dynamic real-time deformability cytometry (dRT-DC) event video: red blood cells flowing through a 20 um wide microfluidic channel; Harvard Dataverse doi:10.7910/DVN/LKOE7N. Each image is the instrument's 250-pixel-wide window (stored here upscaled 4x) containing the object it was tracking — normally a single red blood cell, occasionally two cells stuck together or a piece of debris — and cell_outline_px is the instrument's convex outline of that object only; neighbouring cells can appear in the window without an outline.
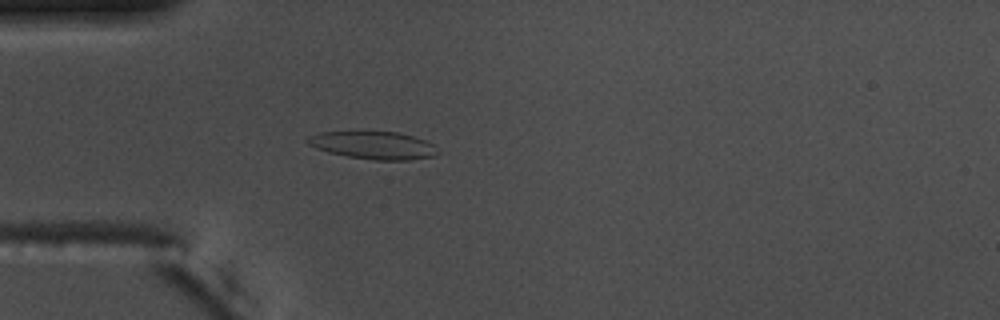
{"species": "common noctule bat (a hibernating species)", "species_latin": "Nyctalus noctula", "temperature_condition": "warm", "stored_images_in_passage": 48, "camera_frame_rate_fps": 3000, "um_per_image_px": 0.085, "animal": {"sex": "male", "body_mass_g": 17.5, "forearm_length_mm": 52.3}, "frame": {"image": 1, "passage_image": 9, "time_ms": 2.667, "image_size_px": [1000, 320], "cell_outline_px": [[436, 156], [408, 160], [372, 160], [348, 156], [328, 152], [316, 148], [308, 144], [304, 140], [308, 136], [320, 132], [400, 132], [424, 140], [432, 144], [436, 152]], "centroid_in_image_um": [31.69, 12.35], "position_along_channel_um": 53.3, "area_um2": 20.81}}
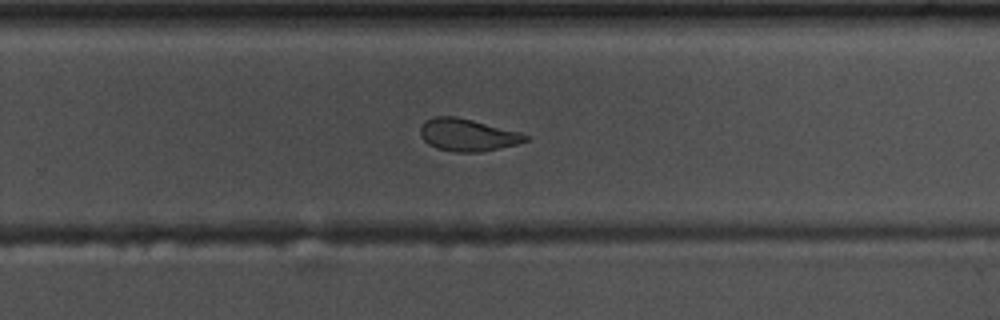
{"frame": {"image": 2, "passage_image": 29, "time_ms": 9.333, "image_size_px": [1000, 320], "cell_outline_px": [[528, 140], [516, 144], [480, 152], [456, 152], [436, 148], [428, 144], [420, 136], [420, 128], [424, 120], [436, 116], [456, 116], [520, 132], [528, 136]], "centroid_in_image_um": [39.7, 11.46], "position_along_channel_um": 290.1, "area_um2": 19.71}}
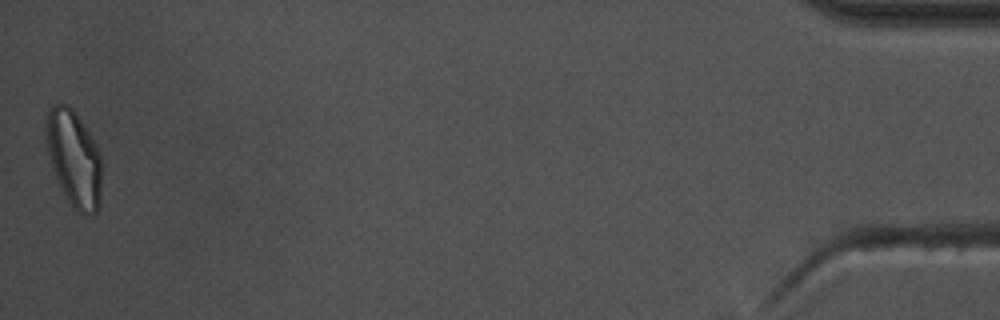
{"frame": {"image": 3, "passage_image": 48, "time_ms": 15.667, "image_size_px": [1000, 320], "cell_outline_px": [[100, 204], [96, 212], [92, 216], [84, 216], [72, 208], [56, 176], [48, 152], [44, 132], [44, 128], [48, 112], [52, 104], [68, 104], [76, 112], [100, 152]], "centroid_in_image_um": [6.28, 13.47], "position_along_channel_um": 428.9, "area_um2": 31.1}, "authors_computed_cell_mechanics": {"area_um2": 20.9236, "velocity_mm_per_s": 3.6858, "shape_relaxation_time_tau1_ms": null, "shape_relaxation_time_tau2_ms": 2.6594, "deformation_change_tau1": null, "deformation_change_tau2": 0.1027}}